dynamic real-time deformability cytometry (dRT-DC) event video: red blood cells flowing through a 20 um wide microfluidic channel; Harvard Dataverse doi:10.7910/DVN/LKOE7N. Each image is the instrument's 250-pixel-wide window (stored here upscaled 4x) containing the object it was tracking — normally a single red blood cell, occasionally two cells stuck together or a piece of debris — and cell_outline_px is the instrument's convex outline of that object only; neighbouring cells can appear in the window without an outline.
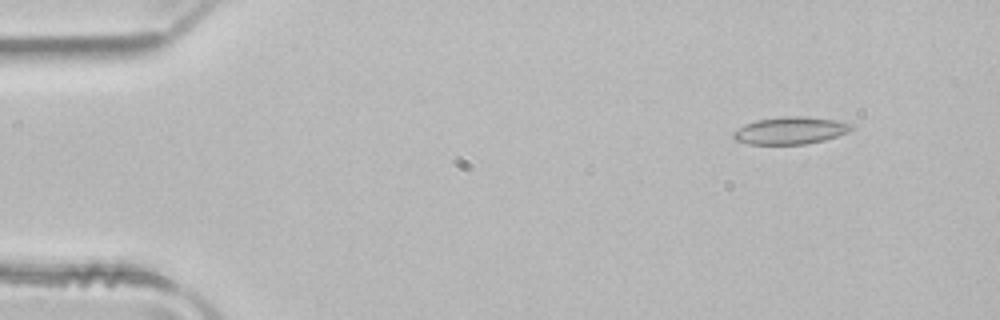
{"species": "common noctule bat (a hibernating species)", "species_latin": "Nyctalus noctula", "temperature_condition": "room temperature", "stored_images_in_passage": 51, "camera_frame_rate_fps": 3000, "um_per_image_px": 0.085, "animal": {"sex": "male", "body_mass_g": 21.5, "forearm_length_mm": 52.0}, "frame": {"image": 1, "passage_image": 5, "time_ms": 1.333, "image_size_px": [1000, 320], "cell_outline_px": [[856, 128], [848, 132], [824, 140], [804, 144], [748, 144], [736, 140], [732, 136], [732, 132], [744, 124], [756, 120], [784, 116], [808, 116], [832, 120], [852, 124]], "centroid_in_image_um": [67.17, 11.09], "position_along_channel_um": 17.8, "area_um2": 18.79}}
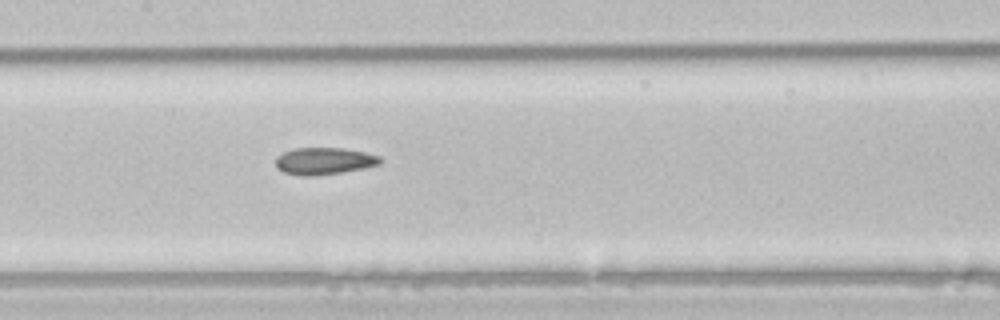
{"frame": {"image": 2, "passage_image": 24, "time_ms": 7.667, "image_size_px": [1000, 320], "cell_outline_px": [[384, 160], [380, 164], [364, 168], [340, 172], [312, 176], [300, 176], [284, 172], [276, 168], [276, 156], [284, 152], [296, 148], [344, 148], [364, 152], [380, 156]], "centroid_in_image_um": [27.56, 13.68], "position_along_channel_um": 179.8, "area_um2": 16.47}}
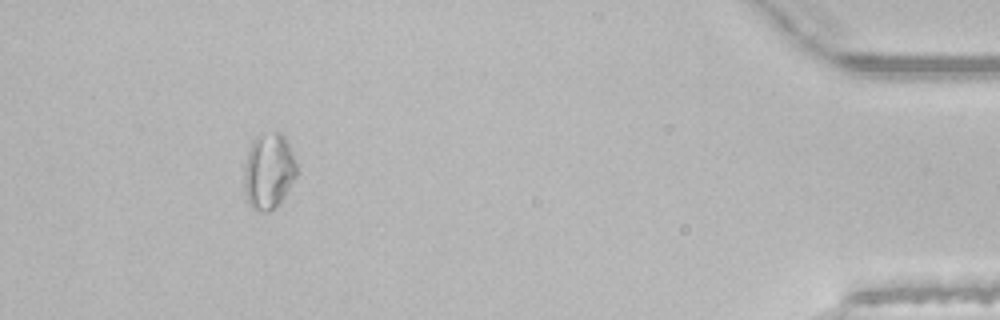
{"frame": {"image": 3, "passage_image": 46, "time_ms": 15.0, "image_size_px": [1000, 320], "cell_outline_px": [[296, 176], [280, 204], [268, 212], [260, 212], [252, 208], [248, 204], [244, 188], [244, 168], [248, 152], [252, 140], [260, 132], [280, 132], [284, 136], [296, 160]], "centroid_in_image_um": [22.82, 14.54], "position_along_channel_um": 412.4, "area_um2": 23.52}, "authors_computed_cell_mechanics": {"area_um2": 17.5712, "velocity_mm_per_s": 4.0456, "shape_relaxation_time_tau1_ms": 5.7837, "shape_relaxation_time_tau2_ms": 3.6194, "deformation_change_tau1": 0.099, "deformation_change_tau2": 0.1014}}